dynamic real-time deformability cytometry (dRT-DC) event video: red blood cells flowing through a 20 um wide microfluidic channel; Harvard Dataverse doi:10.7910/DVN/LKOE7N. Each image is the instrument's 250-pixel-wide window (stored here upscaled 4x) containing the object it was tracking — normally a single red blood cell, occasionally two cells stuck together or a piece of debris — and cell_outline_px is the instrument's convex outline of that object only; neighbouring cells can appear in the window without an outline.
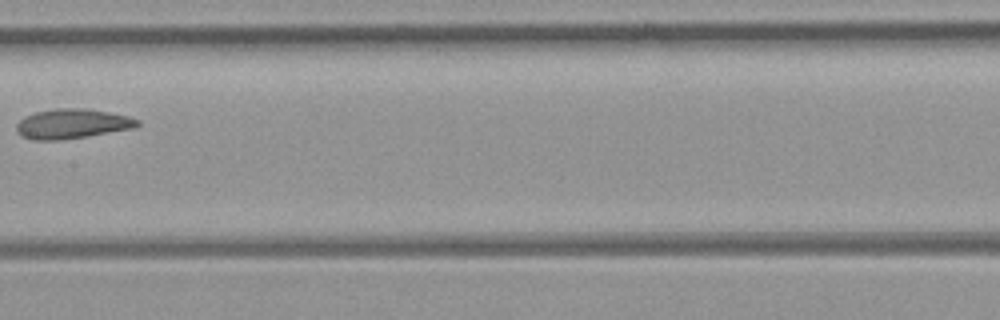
{"species": "common noctule bat (a hibernating species)", "species_latin": "Nyctalus noctula", "temperature_condition": "room temperature", "stored_images_in_passage": 8, "camera_frame_rate_fps": 3000, "um_per_image_px": 0.085, "animal": {"sex": "female", "body_mass_g": 21.9}, "frame": {"image": 1, "passage_image": 8, "time_ms": 2.333, "image_size_px": [1000, 320], "cell_outline_px": [[140, 124], [132, 128], [88, 136], [60, 140], [32, 140], [16, 132], [16, 124], [24, 116], [36, 112], [56, 108], [80, 108], [108, 112], [128, 116], [140, 120]], "centroid_in_image_um": [6.1, 10.52], "position_along_channel_um": 201.3, "area_um2": 20.81}}